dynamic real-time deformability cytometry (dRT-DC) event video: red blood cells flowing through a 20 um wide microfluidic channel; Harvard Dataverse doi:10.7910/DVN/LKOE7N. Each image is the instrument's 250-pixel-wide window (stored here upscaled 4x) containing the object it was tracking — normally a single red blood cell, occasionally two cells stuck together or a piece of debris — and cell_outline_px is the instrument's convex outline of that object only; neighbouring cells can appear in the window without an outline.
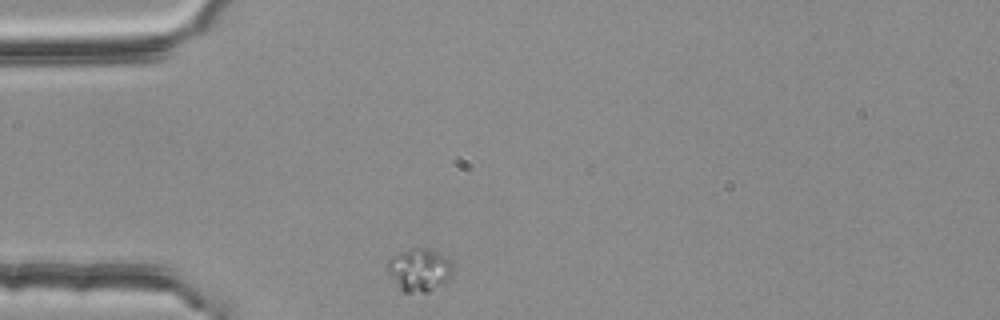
{"species": "common noctule bat (a hibernating species)", "species_latin": "Nyctalus noctula", "temperature_condition": "room temperature", "stored_images_in_passage": 32, "camera_frame_rate_fps": 3000, "um_per_image_px": 0.085, "animal": {"sex": "female", "body_mass_g": 25.1}, "frame": {"image": 1, "passage_image": 1, "time_ms": 0.0, "image_size_px": [1000, 320], "cell_outline_px": [[452, 276], [444, 284], [428, 292], [400, 292], [388, 272], [384, 264], [392, 256], [400, 252], [412, 248], [428, 248], [436, 252], [448, 260], [452, 264]], "centroid_in_image_um": [35.6, 22.96], "position_along_channel_um": 49.4, "area_um2": 16.47}}